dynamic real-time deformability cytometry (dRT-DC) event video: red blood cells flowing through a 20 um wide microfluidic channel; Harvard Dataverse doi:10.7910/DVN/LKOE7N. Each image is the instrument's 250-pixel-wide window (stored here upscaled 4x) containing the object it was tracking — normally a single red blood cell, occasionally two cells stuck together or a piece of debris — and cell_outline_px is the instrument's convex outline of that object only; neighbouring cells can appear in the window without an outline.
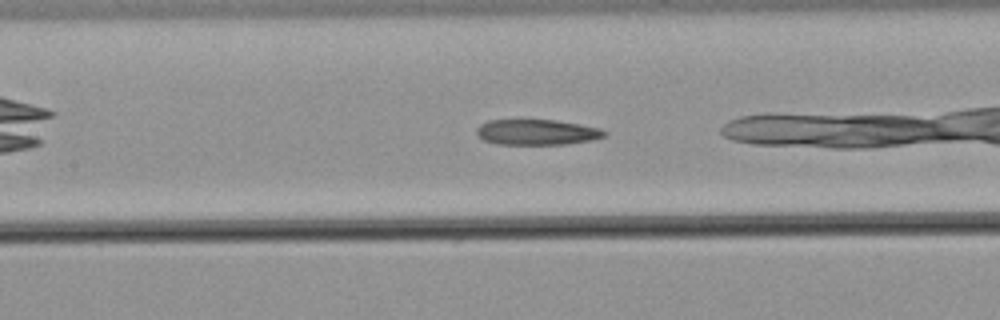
{"species": "common noctule bat (a hibernating species)", "species_latin": "Nyctalus noctula", "temperature_condition": "warm", "stored_images_in_passage": 30, "camera_frame_rate_fps": 3000, "um_per_image_px": 0.085, "animal": {"sex": "male", "body_mass_g": 21.5, "forearm_length_mm": 52.0}, "frame": {"image": 1, "passage_image": 13, "time_ms": 4.0, "image_size_px": [1000, 320], "cell_outline_px": [[608, 132], [604, 136], [592, 140], [568, 144], [500, 144], [484, 140], [476, 132], [476, 128], [480, 124], [488, 120], [556, 120], [580, 124], [600, 128]], "centroid_in_image_um": [45.66, 11.23], "position_along_channel_um": 161.7, "area_um2": 18.96}}